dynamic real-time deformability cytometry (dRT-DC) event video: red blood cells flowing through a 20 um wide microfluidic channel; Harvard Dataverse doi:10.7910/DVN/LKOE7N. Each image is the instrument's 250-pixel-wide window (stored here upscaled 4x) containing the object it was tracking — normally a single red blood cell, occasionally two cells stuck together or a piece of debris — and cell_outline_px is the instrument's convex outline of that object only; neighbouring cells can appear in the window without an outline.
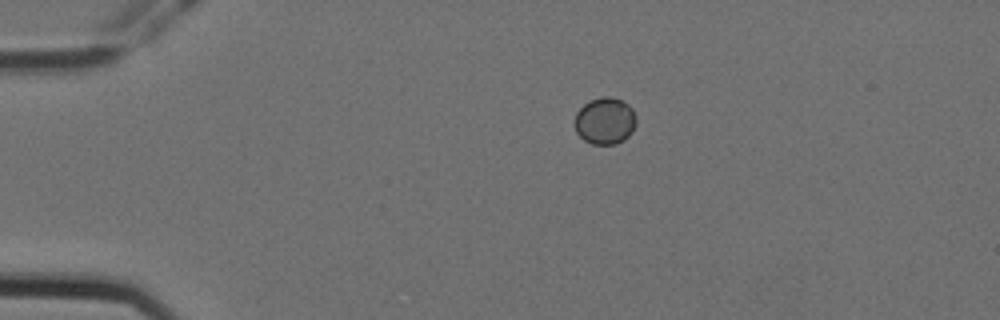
{"species": "Egyptian fruit bat (a non-hibernating species)", "species_latin": "Rousettus aegyptiacus", "temperature_condition": "cold", "stored_images_in_passage": 2, "camera_frame_rate_fps": 3000, "um_per_image_px": 0.085, "animal": {"sex": "female"}, "frame": {"image": 1, "passage_image": 1, "time_ms": 0.0, "image_size_px": [1000, 320], "cell_outline_px": [[636, 124], [632, 132], [624, 140], [616, 144], [592, 144], [584, 140], [576, 132], [576, 112], [588, 100], [600, 96], [612, 96], [628, 104], [632, 108], [636, 116]], "centroid_in_image_um": [51.44, 10.26], "position_along_channel_um": 33.6, "area_um2": 16.94}}